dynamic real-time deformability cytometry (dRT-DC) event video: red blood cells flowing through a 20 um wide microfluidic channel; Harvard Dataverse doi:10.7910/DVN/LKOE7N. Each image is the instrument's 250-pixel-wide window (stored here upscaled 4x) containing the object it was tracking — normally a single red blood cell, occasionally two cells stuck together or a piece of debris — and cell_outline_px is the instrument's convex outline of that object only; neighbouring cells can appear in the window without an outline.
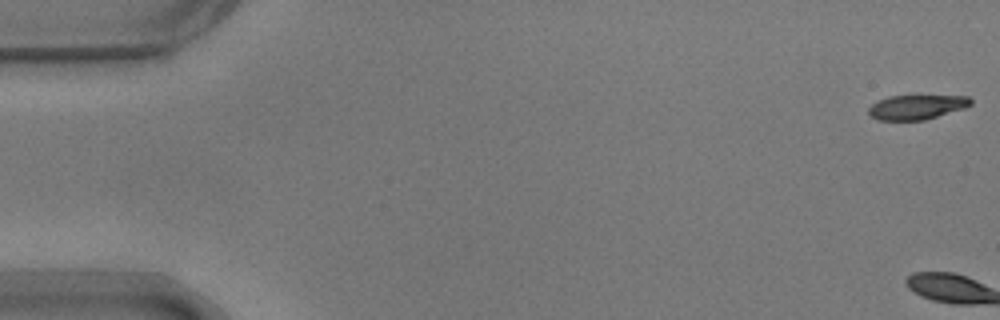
{"species": "common noctule bat (a hibernating species)", "species_latin": "Nyctalus noctula", "temperature_condition": "warm", "stored_images_in_passage": 3, "camera_frame_rate_fps": 3000, "um_per_image_px": 0.085, "animal": {"sex": "male", "body_mass_g": 17.9}, "frame": {"image": 1, "passage_image": 1, "time_ms": 0.0, "image_size_px": [1000, 320], "cell_outline_px": [[972, 104], [964, 108], [924, 120], [876, 120], [868, 112], [868, 108], [876, 100], [888, 96], [968, 96], [972, 100]], "centroid_in_image_um": [77.88, 9.1], "position_along_channel_um": 7.1, "area_um2": 14.57}}